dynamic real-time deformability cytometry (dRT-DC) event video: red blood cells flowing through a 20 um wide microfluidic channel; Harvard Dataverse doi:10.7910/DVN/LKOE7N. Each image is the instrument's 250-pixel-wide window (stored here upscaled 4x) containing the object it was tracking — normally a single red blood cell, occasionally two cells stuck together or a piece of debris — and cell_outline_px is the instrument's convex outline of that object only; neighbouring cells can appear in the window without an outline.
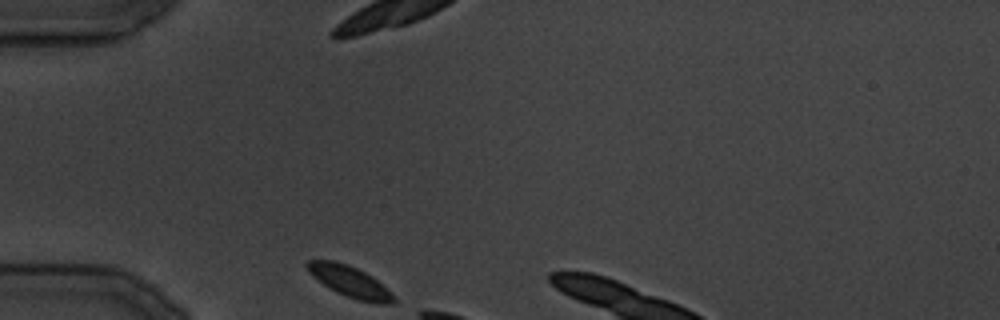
{"species": "common noctule bat (a hibernating species)", "species_latin": "Nyctalus noctula", "temperature_condition": "cold", "stored_images_in_passage": 5, "camera_frame_rate_fps": 3000, "um_per_image_px": 0.085, "animal": {"sex": "male", "body_mass_g": 19.5, "forearm_length_mm": 54.6}, "frame": {"image": 1, "passage_image": 1, "time_ms": 0.0, "image_size_px": [1000, 320], "cell_outline_px": [[396, 304], [376, 304], [356, 300], [336, 292], [312, 276], [308, 272], [304, 264], [308, 260], [336, 260], [348, 264], [372, 276], [396, 300]], "centroid_in_image_um": [29.68, 23.92], "position_along_channel_um": 55.3, "area_um2": 15.61}}